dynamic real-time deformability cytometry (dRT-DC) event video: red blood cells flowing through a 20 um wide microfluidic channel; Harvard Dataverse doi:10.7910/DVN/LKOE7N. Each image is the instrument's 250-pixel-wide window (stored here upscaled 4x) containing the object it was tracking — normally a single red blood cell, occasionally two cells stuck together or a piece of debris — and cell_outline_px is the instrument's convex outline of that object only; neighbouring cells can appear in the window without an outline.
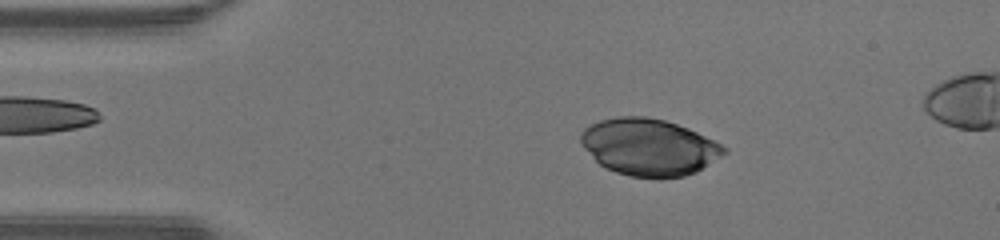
{"species": "human", "species_latin": "Homo sapiens", "temperature_condition": "warm", "stored_images_in_passage": 39, "camera_frame_rate_fps": 3000, "um_per_image_px": 0.085, "donor": {"sex": "male"}, "frame": {"image": 1, "passage_image": 1, "time_ms": 0.0, "image_size_px": [1000, 240], "cell_outline_px": [[728, 152], [696, 172], [684, 176], [660, 180], [632, 176], [616, 172], [600, 164], [584, 148], [580, 140], [580, 132], [584, 128], [600, 120], [620, 116], [648, 116], [664, 120], [688, 128], [728, 148]], "centroid_in_image_um": [55.17, 12.52], "position_along_channel_um": 29.8, "area_um2": 47.51}}
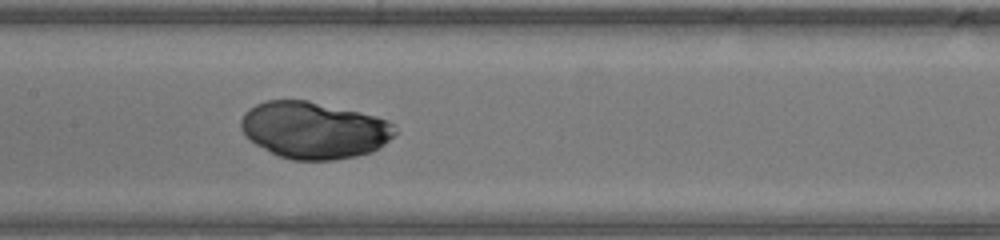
{"frame": {"image": 2, "passage_image": 15, "time_ms": 4.667, "image_size_px": [1000, 240], "cell_outline_px": [[396, 132], [380, 148], [372, 152], [356, 156], [332, 160], [292, 160], [280, 156], [256, 144], [244, 136], [240, 128], [240, 120], [244, 112], [248, 108], [264, 100], [308, 100], [360, 112], [376, 116], [388, 120], [392, 124]], "centroid_in_image_um": [26.66, 11.05], "position_along_channel_um": 180.7, "area_um2": 51.15}}
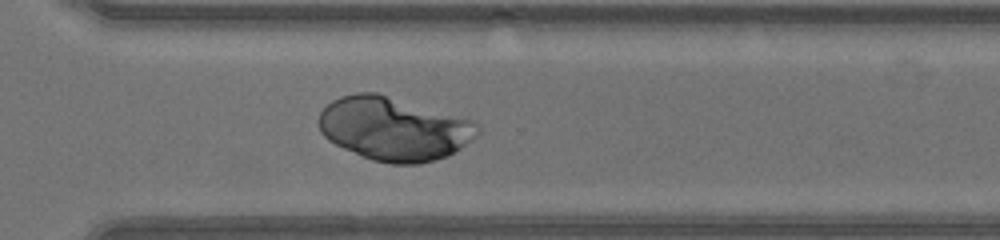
{"frame": {"image": 3, "passage_image": 26, "time_ms": 8.333, "image_size_px": [1000, 240], "cell_outline_px": [[480, 132], [460, 148], [448, 156], [420, 164], [392, 164], [372, 160], [344, 148], [328, 140], [320, 132], [316, 120], [320, 112], [332, 100], [340, 96], [356, 92], [376, 92], [476, 120], [480, 128]], "centroid_in_image_um": [33.47, 10.93], "position_along_channel_um": 337.1, "area_um2": 59.13}}